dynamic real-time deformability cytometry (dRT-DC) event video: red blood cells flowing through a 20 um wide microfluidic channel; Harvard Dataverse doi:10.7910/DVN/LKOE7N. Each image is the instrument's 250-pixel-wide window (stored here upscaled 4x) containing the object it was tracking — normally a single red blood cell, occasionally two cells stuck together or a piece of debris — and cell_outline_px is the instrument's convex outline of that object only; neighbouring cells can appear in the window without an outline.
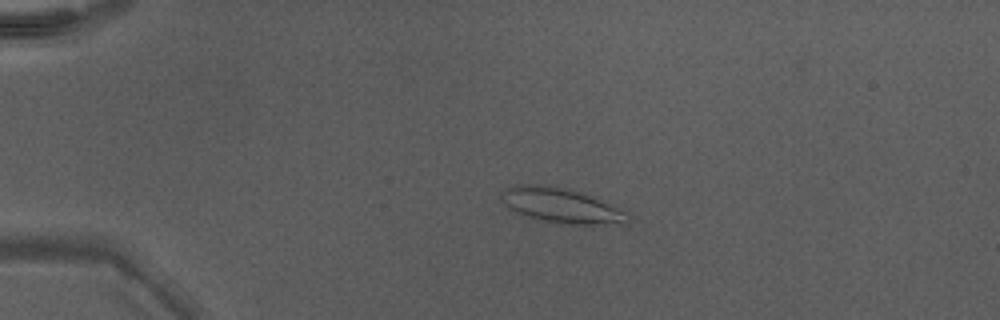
{"species": "Egyptian fruit bat (a non-hibernating species)", "species_latin": "Rousettus aegyptiacus", "temperature_condition": "warm", "stored_images_in_passage": 41, "camera_frame_rate_fps": 3000, "um_per_image_px": 0.085, "animal": {"sex": "male"}, "frame": {"image": 1, "passage_image": 4, "time_ms": 1.0, "image_size_px": [1000, 320], "cell_outline_px": [[628, 220], [624, 224], [592, 228], [556, 224], [528, 216], [516, 212], [508, 208], [500, 200], [500, 192], [516, 184], [548, 184], [596, 196], [616, 204], [628, 212]], "centroid_in_image_um": [47.84, 17.51], "position_along_channel_um": 37.2, "area_um2": 27.34}}
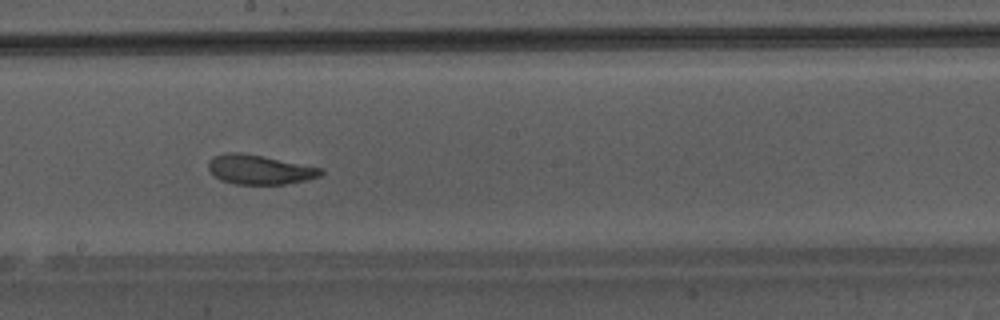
{"frame": {"image": 2, "passage_image": 21, "time_ms": 6.667, "image_size_px": [1000, 320], "cell_outline_px": [[324, 172], [320, 176], [304, 180], [284, 184], [236, 184], [220, 180], [208, 168], [208, 160], [212, 156], [224, 152], [240, 152], [324, 168]], "centroid_in_image_um": [22.04, 14.4], "position_along_channel_um": 226.2, "area_um2": 19.25}}
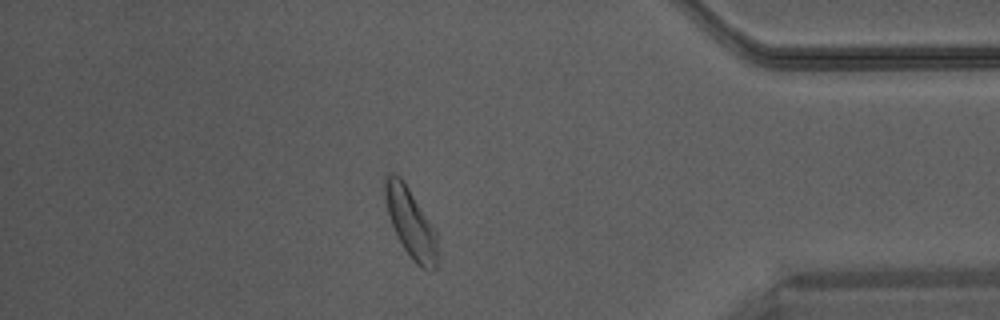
{"frame": {"image": 3, "passage_image": 35, "time_ms": 11.333, "image_size_px": [1000, 320], "cell_outline_px": [[436, 268], [432, 272], [428, 272], [420, 268], [412, 260], [404, 248], [392, 224], [388, 212], [384, 196], [384, 180], [388, 172], [396, 172], [404, 180], [436, 228]], "centroid_in_image_um": [34.92, 18.91], "position_along_channel_um": 400.3, "area_um2": 21.5}}